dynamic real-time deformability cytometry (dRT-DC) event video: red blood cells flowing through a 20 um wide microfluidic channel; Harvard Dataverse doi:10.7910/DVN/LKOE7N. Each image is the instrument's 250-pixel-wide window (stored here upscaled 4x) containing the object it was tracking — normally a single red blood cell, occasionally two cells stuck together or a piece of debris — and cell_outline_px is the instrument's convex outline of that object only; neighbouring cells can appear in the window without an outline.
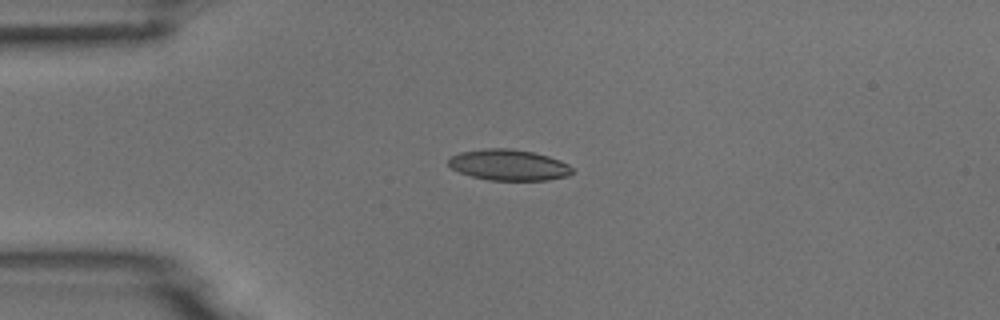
{"species": "common noctule bat (a hibernating species)", "species_latin": "Nyctalus noctula", "temperature_condition": "room temperature", "stored_images_in_passage": 5, "camera_frame_rate_fps": 3000, "um_per_image_px": 0.085, "animal": {"sex": "male", "body_mass_g": 18.8}, "frame": {"image": 1, "passage_image": 4, "time_ms": 1.0, "image_size_px": [1000, 320], "cell_outline_px": [[572, 172], [568, 176], [548, 180], [488, 180], [472, 176], [460, 172], [452, 168], [448, 164], [448, 160], [452, 156], [460, 152], [484, 148], [512, 148], [532, 152], [548, 156], [560, 160], [568, 164], [572, 168]], "centroid_in_image_um": [43.25, 14.02], "position_along_channel_um": 41.8, "area_um2": 22.31}}